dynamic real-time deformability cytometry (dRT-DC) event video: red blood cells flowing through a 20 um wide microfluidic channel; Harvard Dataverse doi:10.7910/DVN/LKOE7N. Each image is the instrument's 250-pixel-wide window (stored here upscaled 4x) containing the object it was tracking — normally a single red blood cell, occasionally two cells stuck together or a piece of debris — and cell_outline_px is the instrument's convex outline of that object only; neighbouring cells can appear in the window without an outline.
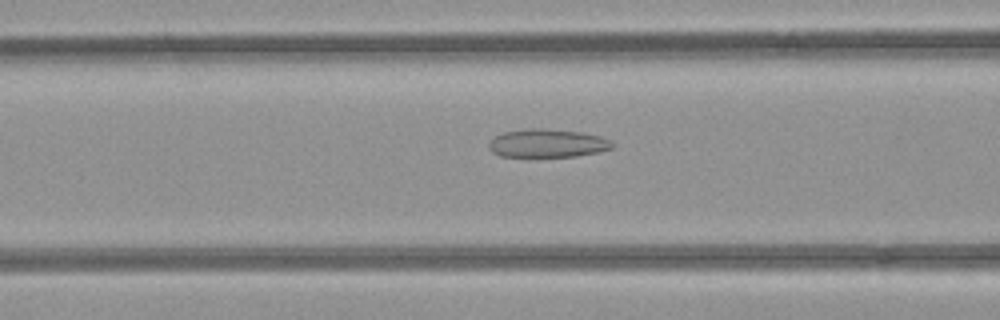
{"species": "common noctule bat (a hibernating species)", "species_latin": "Nyctalus noctula", "temperature_condition": "room temperature", "stored_images_in_passage": 32, "camera_frame_rate_fps": 3000, "um_per_image_px": 0.085, "animal": {"sex": "female", "body_mass_g": 21.9}, "frame": {"image": 1, "passage_image": 11, "time_ms": 3.333, "image_size_px": [1000, 320], "cell_outline_px": [[612, 148], [596, 152], [576, 156], [500, 156], [492, 152], [488, 148], [488, 144], [496, 136], [504, 132], [524, 128], [544, 128], [580, 132], [600, 136], [608, 140], [612, 144]], "centroid_in_image_um": [46.48, 12.16], "position_along_channel_um": 120.1, "area_um2": 20.11}}
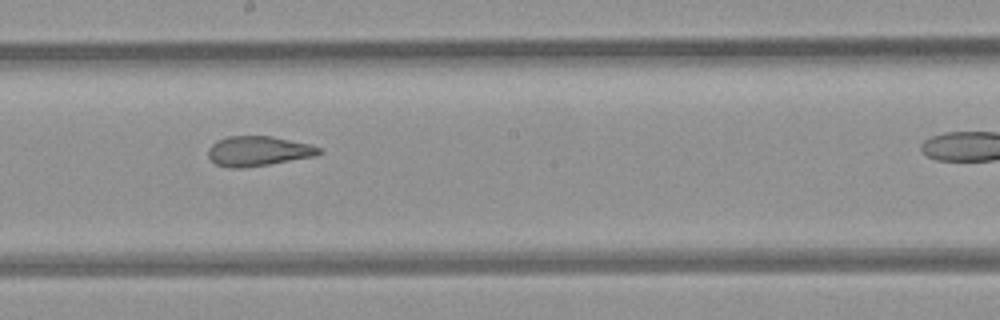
{"frame": {"image": 2, "passage_image": 19, "time_ms": 6.0, "image_size_px": [1000, 320], "cell_outline_px": [[324, 152], [316, 156], [244, 168], [228, 168], [216, 164], [208, 156], [208, 148], [216, 140], [228, 136], [272, 136], [308, 144], [320, 148]], "centroid_in_image_um": [21.93, 12.84], "position_along_channel_um": 226.3, "area_um2": 19.31}}
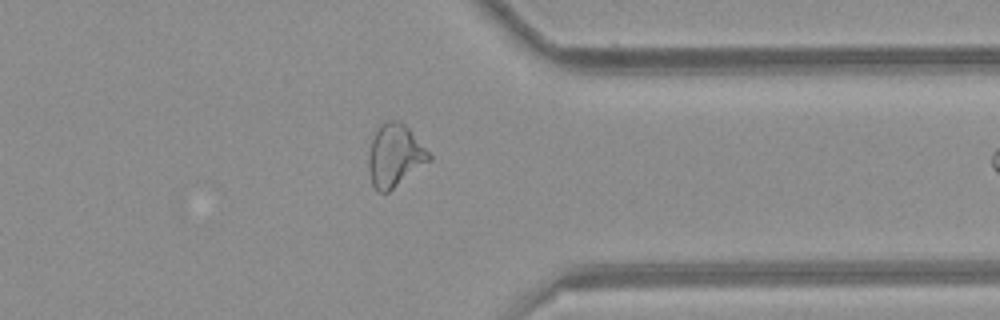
{"frame": {"image": 3, "passage_image": 31, "time_ms": 10.0, "image_size_px": [1000, 320], "cell_outline_px": [[432, 160], [388, 192], [376, 192], [372, 184], [368, 172], [368, 156], [372, 140], [380, 124], [384, 120], [400, 120], [408, 128], [432, 156]], "centroid_in_image_um": [33.55, 13.23], "position_along_channel_um": 377.9, "area_um2": 22.08}}